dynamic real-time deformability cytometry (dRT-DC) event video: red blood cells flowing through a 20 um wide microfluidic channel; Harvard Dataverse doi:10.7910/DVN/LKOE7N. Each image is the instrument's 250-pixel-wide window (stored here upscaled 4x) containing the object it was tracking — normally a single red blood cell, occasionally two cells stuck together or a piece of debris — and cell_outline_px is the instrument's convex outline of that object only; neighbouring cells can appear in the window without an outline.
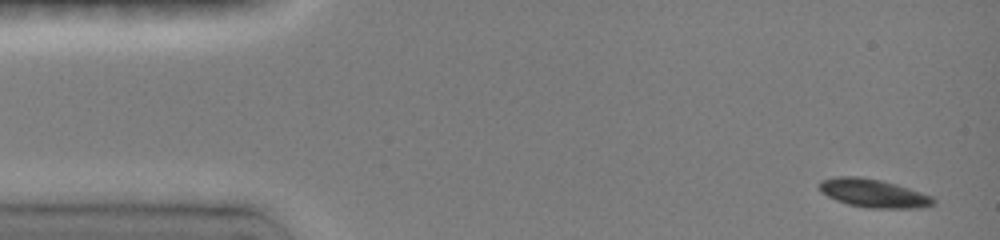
{"species": "common noctule bat (a hibernating species)", "species_latin": "Nyctalus noctula", "temperature_condition": "room temperature", "stored_images_in_passage": 33, "camera_frame_rate_fps": 3000, "um_per_image_px": 0.085, "animal": {"sex": "female", "body_mass_g": 19.0, "forearm_length_mm": 51.5}, "frame": {"image": 1, "passage_image": 1, "time_ms": 0.0, "image_size_px": [1000, 240], "cell_outline_px": [[936, 204], [920, 208], [868, 208], [848, 204], [836, 200], [820, 192], [816, 184], [820, 180], [836, 176], [860, 176], [880, 180], [896, 184], [932, 196], [936, 200]], "centroid_in_image_um": [74.2, 16.42], "position_along_channel_um": 10.8, "area_um2": 19.07}}
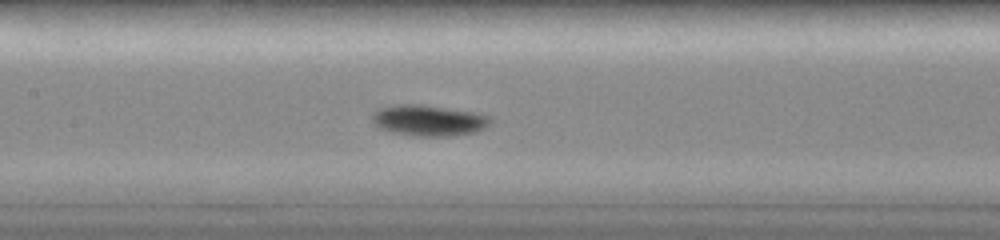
{"frame": {"image": 2, "passage_image": 14, "time_ms": 6.667, "image_size_px": [1000, 240], "cell_outline_px": [[492, 124], [488, 128], [476, 132], [452, 136], [412, 136], [392, 132], [376, 128], [372, 124], [372, 112], [380, 108], [400, 104], [420, 104], [476, 112], [492, 116]], "centroid_in_image_um": [36.47, 10.25], "position_along_channel_um": 170.9, "area_um2": 21.91}}
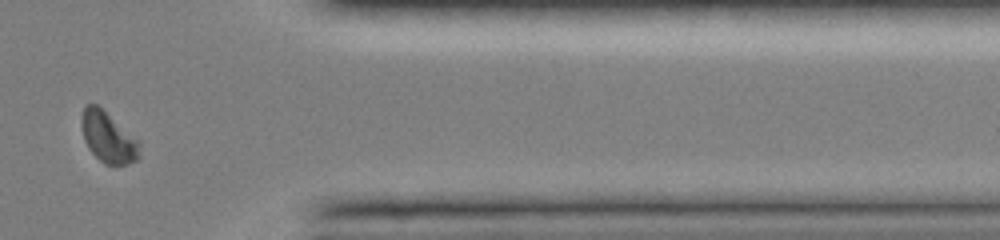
{"frame": {"image": 3, "passage_image": 27, "time_ms": 12.667, "image_size_px": [1000, 240], "cell_outline_px": [[140, 156], [136, 160], [128, 164], [104, 164], [88, 148], [84, 140], [80, 124], [80, 120], [84, 104], [96, 104], [140, 140]], "centroid_in_image_um": [9.19, 11.65], "position_along_channel_um": 402.2, "area_um2": 17.34}, "authors_computed_cell_mechanics": {"area_um2": 18.3804, "velocity_mm_per_s": 4.0015, "shape_relaxation_time_tau1_ms": 1.7191, "shape_relaxation_time_tau2_ms": null, "deformation_change_tau1": 0.1203, "deformation_change_tau2": null}}